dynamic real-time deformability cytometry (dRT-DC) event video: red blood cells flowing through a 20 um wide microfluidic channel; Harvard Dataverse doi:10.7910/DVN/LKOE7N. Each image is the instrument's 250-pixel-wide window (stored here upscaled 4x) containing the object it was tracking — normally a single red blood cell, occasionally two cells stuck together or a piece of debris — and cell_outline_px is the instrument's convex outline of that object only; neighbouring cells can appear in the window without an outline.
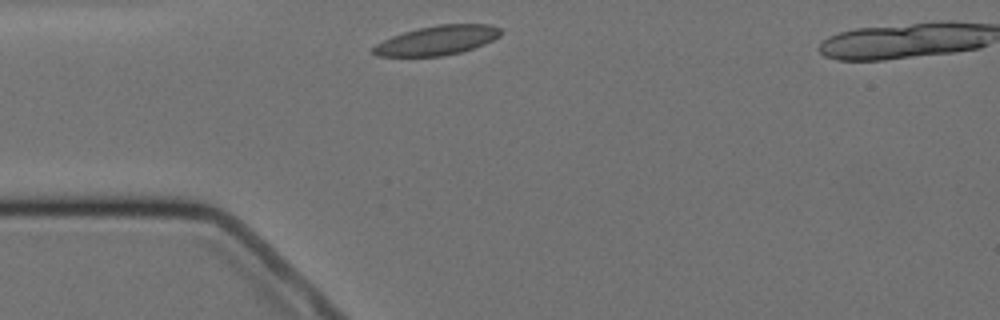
{"species": "Egyptian fruit bat (a non-hibernating species)", "species_latin": "Rousettus aegyptiacus", "temperature_condition": "cold", "stored_images_in_passage": 12, "camera_frame_rate_fps": 3000, "um_per_image_px": 0.085, "animal": {"sex": "female"}, "frame": {"image": 1, "passage_image": 1, "time_ms": 0.0, "image_size_px": [1000, 320], "cell_outline_px": [[500, 36], [484, 44], [460, 52], [440, 56], [376, 56], [372, 52], [372, 48], [376, 44], [392, 36], [404, 32], [420, 28], [440, 24], [492, 24], [500, 28]], "centroid_in_image_um": [37.16, 3.42], "position_along_channel_um": 47.8, "area_um2": 21.56}}
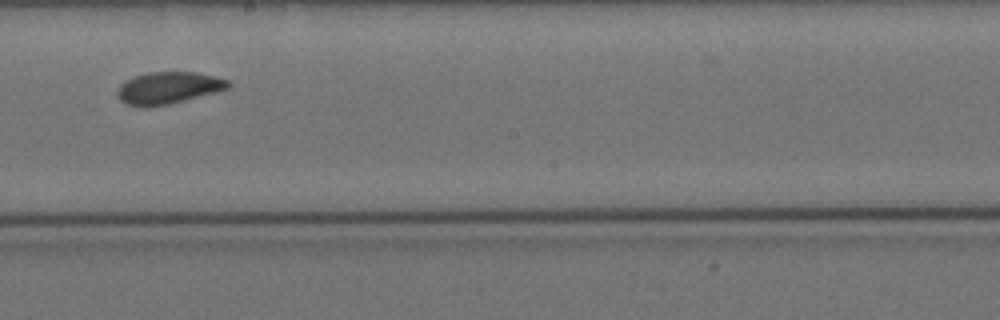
{"frame": {"image": 2, "passage_image": 6, "time_ms": 5.667, "image_size_px": [1000, 320], "cell_outline_px": [[232, 84], [228, 88], [216, 92], [168, 104], [144, 108], [128, 104], [120, 100], [116, 96], [116, 92], [120, 84], [136, 76], [148, 72], [196, 72], [228, 80]], "centroid_in_image_um": [14.28, 7.48], "position_along_channel_um": 233.9, "area_um2": 20.52}}
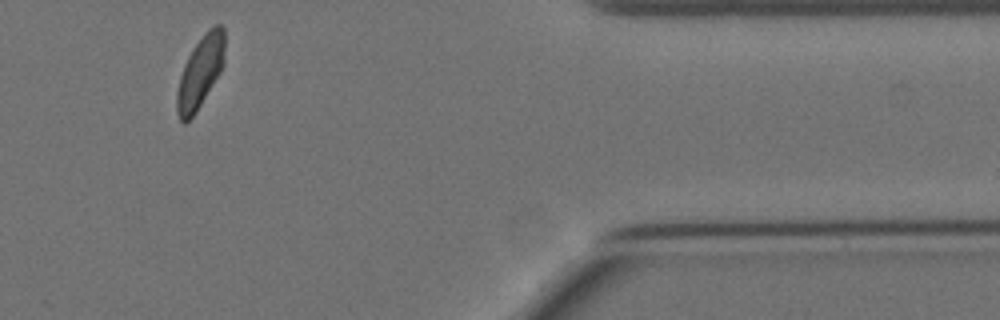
{"frame": {"image": 3, "passage_image": 10, "time_ms": 11.333, "image_size_px": [1000, 320], "cell_outline_px": [[224, 64], [220, 72], [196, 112], [184, 124], [180, 120], [176, 112], [176, 92], [180, 76], [184, 64], [192, 48], [204, 32], [208, 28], [216, 24], [220, 24], [224, 28]], "centroid_in_image_um": [17.01, 6.1], "position_along_channel_um": 394.4, "area_um2": 20.06}, "authors_computed_cell_mechanics": {"area_um2": 20.6635, "velocity_mm_per_s": 3.4518, "shape_relaxation_time_tau1_ms": 3.9242, "shape_relaxation_time_tau2_ms": null, "deformation_change_tau1": 0.1039, "deformation_change_tau2": null}}